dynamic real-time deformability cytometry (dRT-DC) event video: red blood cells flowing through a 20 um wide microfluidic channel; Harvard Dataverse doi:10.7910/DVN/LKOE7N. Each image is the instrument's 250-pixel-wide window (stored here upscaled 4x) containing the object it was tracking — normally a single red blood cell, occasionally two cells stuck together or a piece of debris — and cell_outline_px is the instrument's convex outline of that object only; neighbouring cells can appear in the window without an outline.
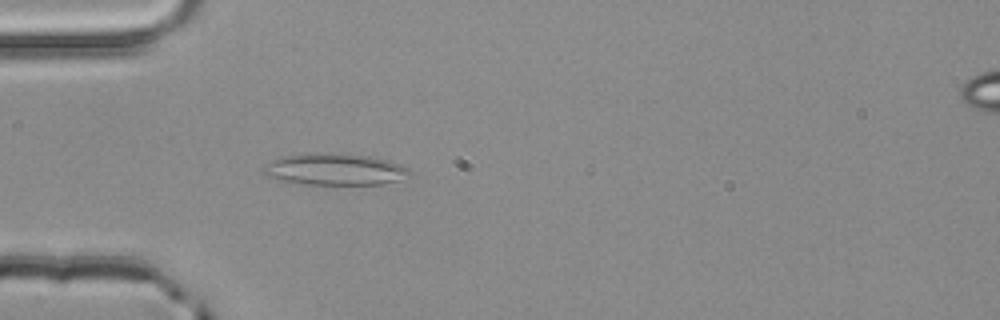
{"species": "common noctule bat (a hibernating species)", "species_latin": "Nyctalus noctula", "temperature_condition": "room temperature", "stored_images_in_passage": 3, "camera_frame_rate_fps": 3000, "um_per_image_px": 0.085, "animal": {"sex": "male", "body_mass_g": 20.4}, "frame": {"image": 1, "passage_image": 3, "time_ms": 0.667, "image_size_px": [1000, 320], "cell_outline_px": [[412, 176], [384, 184], [304, 184], [264, 176], [260, 172], [264, 164], [280, 156], [316, 152], [340, 152], [368, 156], [388, 160], [400, 164], [408, 168], [412, 172]], "centroid_in_image_um": [28.44, 14.37], "position_along_channel_um": 56.6, "area_um2": 27.51}}